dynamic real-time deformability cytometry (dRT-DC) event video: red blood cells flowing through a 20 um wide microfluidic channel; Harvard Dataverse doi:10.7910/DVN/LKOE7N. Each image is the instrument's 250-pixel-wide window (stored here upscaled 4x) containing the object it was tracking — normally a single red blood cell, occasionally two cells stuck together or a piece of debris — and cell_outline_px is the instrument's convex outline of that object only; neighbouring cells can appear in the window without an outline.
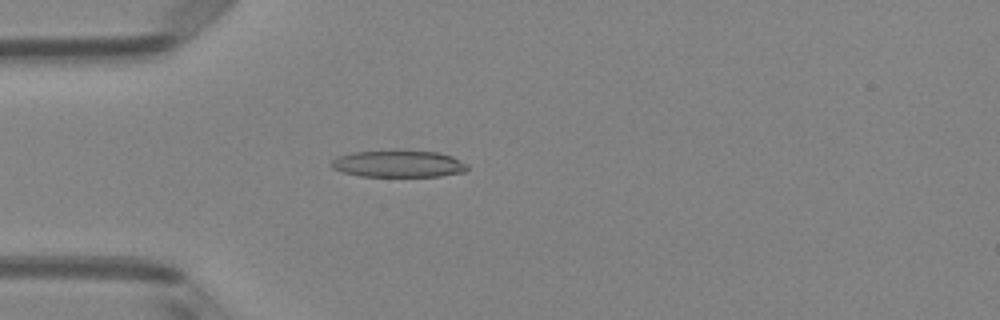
{"species": "Egyptian fruit bat (a non-hibernating species)", "species_latin": "Rousettus aegyptiacus", "temperature_condition": "room temperature", "stored_images_in_passage": 39, "camera_frame_rate_fps": 3000, "um_per_image_px": 0.085, "animal": {"sex": "female"}, "frame": {"image": 1, "passage_image": 3, "time_ms": 0.667, "image_size_px": [1000, 320], "cell_outline_px": [[468, 168], [464, 172], [440, 176], [360, 176], [344, 172], [332, 168], [328, 164], [336, 156], [352, 152], [392, 148], [400, 148], [436, 152], [452, 156], [468, 164]], "centroid_in_image_um": [33.83, 13.88], "position_along_channel_um": 51.2, "area_um2": 22.2}}
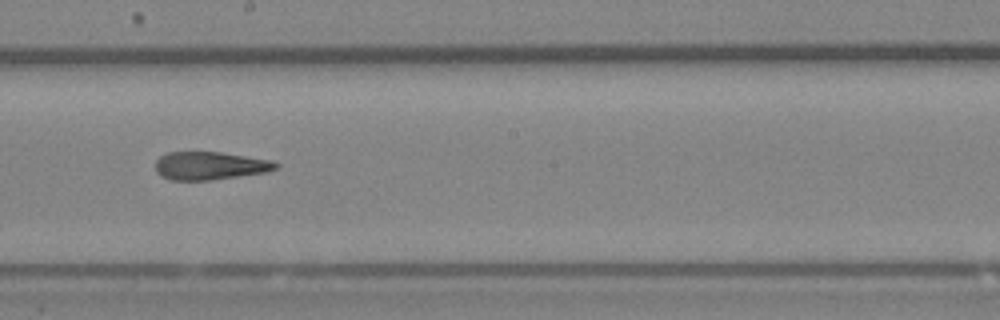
{"frame": {"image": 2, "passage_image": 17, "time_ms": 5.333, "image_size_px": [1000, 320], "cell_outline_px": [[280, 164], [276, 168], [268, 172], [212, 180], [172, 180], [160, 176], [156, 172], [156, 160], [160, 156], [168, 152], [220, 152], [272, 160]], "centroid_in_image_um": [17.85, 14.09], "position_along_channel_um": 230.4, "area_um2": 19.77}}
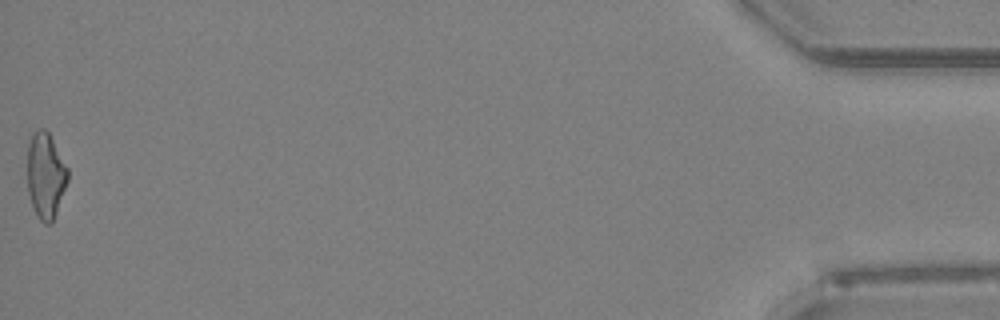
{"frame": {"image": 3, "passage_image": 39, "time_ms": 12.667, "image_size_px": [1000, 320], "cell_outline_px": [[68, 180], [52, 224], [44, 224], [36, 216], [28, 192], [28, 144], [32, 132], [40, 128], [44, 128], [48, 132], [68, 168]], "centroid_in_image_um": [3.87, 14.93], "position_along_channel_um": 431.3, "area_um2": 20.17}, "authors_computed_cell_mechanics": {"area_um2": 20.2878, "velocity_mm_per_s": 4.0712, "shape_relaxation_time_tau1_ms": 9.4574, "shape_relaxation_time_tau2_ms": 3.2103, "deformation_change_tau1": 0.2496, "deformation_change_tau2": 0.1467}}